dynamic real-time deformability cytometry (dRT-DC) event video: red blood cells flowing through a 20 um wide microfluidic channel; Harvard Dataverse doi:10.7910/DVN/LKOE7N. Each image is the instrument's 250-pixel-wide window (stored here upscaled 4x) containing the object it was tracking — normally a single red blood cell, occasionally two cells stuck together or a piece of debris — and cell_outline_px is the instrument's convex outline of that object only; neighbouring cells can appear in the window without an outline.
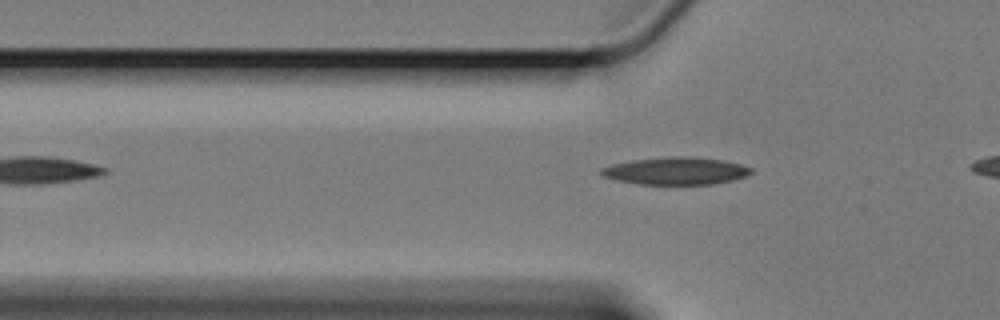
{"species": "Egyptian fruit bat (a non-hibernating species)", "species_latin": "Rousettus aegyptiacus", "temperature_condition": "cold", "stored_images_in_passage": 34, "camera_frame_rate_fps": 3000, "um_per_image_px": 0.085, "animal": {"sex": "female"}, "frame": {"image": 1, "passage_image": 2, "time_ms": 0.333, "image_size_px": [1000, 320], "cell_outline_px": [[752, 172], [744, 176], [732, 180], [712, 184], [640, 184], [616, 180], [604, 176], [600, 172], [600, 168], [612, 164], [632, 160], [668, 156], [684, 156], [724, 160], [740, 164], [752, 168]], "centroid_in_image_um": [57.43, 14.52], "position_along_channel_um": 68.4, "area_um2": 23.81}}
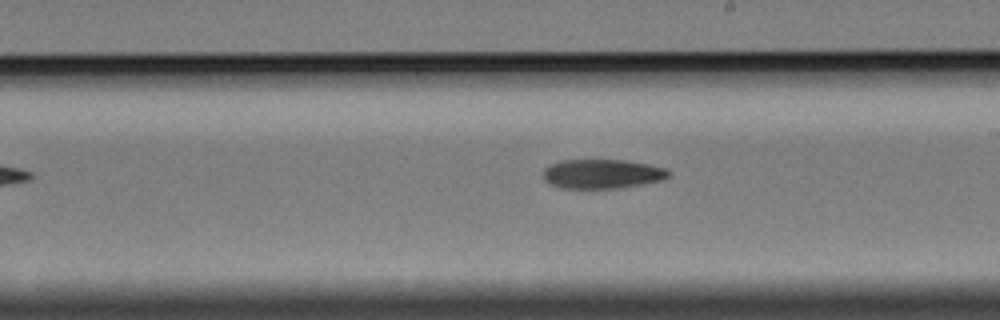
{"frame": {"image": 2, "passage_image": 17, "time_ms": 5.333, "image_size_px": [1000, 320], "cell_outline_px": [[668, 176], [664, 180], [644, 184], [620, 188], [560, 188], [548, 184], [544, 180], [544, 168], [560, 160], [624, 160], [648, 164], [664, 168], [668, 172]], "centroid_in_image_um": [51.16, 14.79], "position_along_channel_um": 237.8, "area_um2": 21.44}}
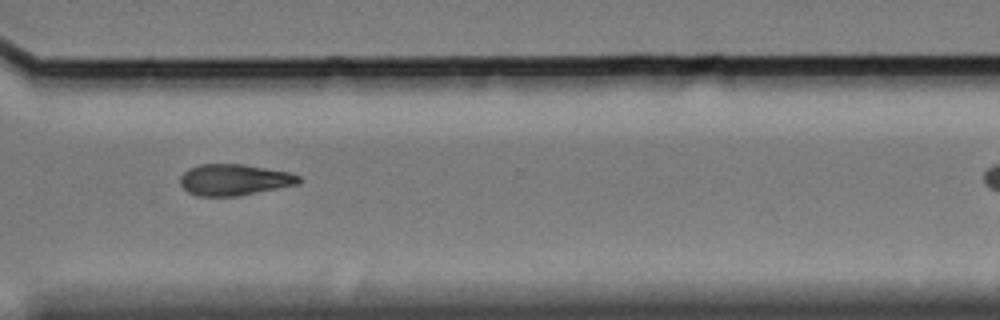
{"frame": {"image": 3, "passage_image": 27, "time_ms": 8.667, "image_size_px": [1000, 320], "cell_outline_px": [[304, 180], [300, 184], [240, 196], [196, 196], [188, 192], [180, 184], [180, 176], [188, 168], [200, 164], [244, 164], [288, 172], [300, 176]], "centroid_in_image_um": [19.93, 15.28], "position_along_channel_um": 350.7, "area_um2": 21.91}}